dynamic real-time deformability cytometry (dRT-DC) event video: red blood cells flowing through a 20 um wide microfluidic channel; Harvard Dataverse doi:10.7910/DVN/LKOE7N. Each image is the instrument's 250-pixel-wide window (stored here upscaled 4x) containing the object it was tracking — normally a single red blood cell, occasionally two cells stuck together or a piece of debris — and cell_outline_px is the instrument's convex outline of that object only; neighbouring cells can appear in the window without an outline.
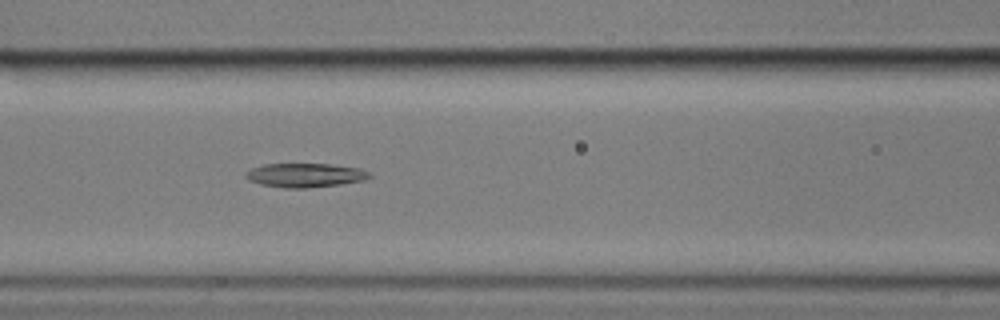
{"species": "common noctule bat (a hibernating species)", "species_latin": "Nyctalus noctula", "temperature_condition": "cold", "stored_images_in_passage": 6, "camera_frame_rate_fps": 3000, "um_per_image_px": 0.085, "animal": {"sex": "male", "body_mass_g": 17.9}, "frame": {"image": 1, "passage_image": 6, "time_ms": 6.0, "image_size_px": [1000, 320], "cell_outline_px": [[372, 176], [364, 180], [340, 184], [308, 188], [284, 188], [260, 184], [248, 180], [244, 176], [244, 172], [252, 168], [264, 164], [328, 164], [360, 168], [368, 172]], "centroid_in_image_um": [25.89, 14.89], "position_along_channel_um": 140.7, "area_um2": 17.34}}